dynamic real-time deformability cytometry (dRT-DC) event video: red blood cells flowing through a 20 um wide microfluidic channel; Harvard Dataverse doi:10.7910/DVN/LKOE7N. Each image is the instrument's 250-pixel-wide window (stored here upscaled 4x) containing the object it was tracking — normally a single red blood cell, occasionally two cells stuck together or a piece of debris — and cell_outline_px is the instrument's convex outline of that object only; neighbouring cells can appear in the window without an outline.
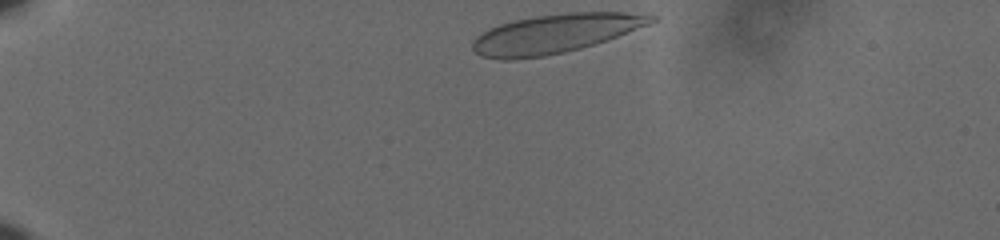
{"species": "human", "species_latin": "Homo sapiens", "temperature_condition": "cold", "stored_images_in_passage": 39, "camera_frame_rate_fps": 3000, "um_per_image_px": 0.085, "donor": {"sex": "male"}, "frame": {"image": 1, "passage_image": 1, "time_ms": 0.0, "image_size_px": [1000, 240], "cell_outline_px": [[660, 16], [656, 20], [648, 24], [608, 40], [580, 48], [564, 52], [544, 56], [508, 60], [504, 60], [480, 56], [472, 48], [472, 40], [476, 36], [488, 28], [500, 24], [516, 20], [536, 16], [572, 12], [624, 12]], "centroid_in_image_um": [47.16, 2.86], "position_along_channel_um": 37.8, "area_um2": 40.34}}
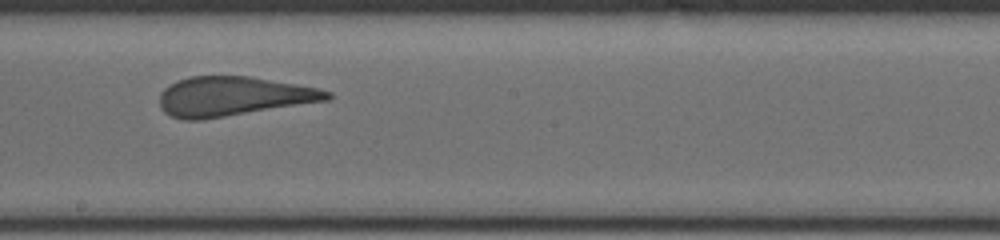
{"frame": {"image": 2, "passage_image": 23, "time_ms": 7.333, "image_size_px": [1000, 240], "cell_outline_px": [[332, 96], [328, 100], [200, 120], [184, 120], [172, 116], [164, 112], [160, 108], [160, 92], [168, 84], [176, 80], [188, 76], [248, 76], [320, 88], [332, 92]], "centroid_in_image_um": [19.78, 8.18], "position_along_channel_um": 228.4, "area_um2": 38.44}}
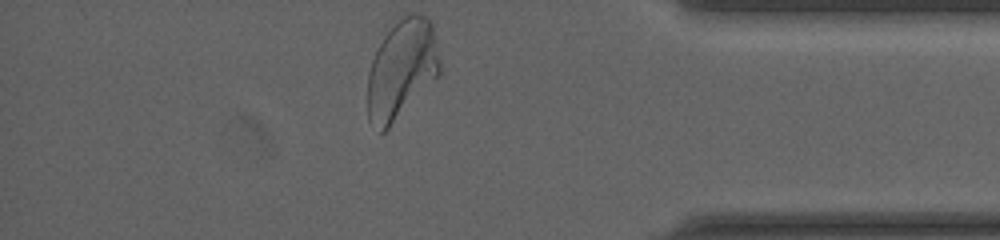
{"frame": {"image": 3, "passage_image": 39, "time_ms": 12.667, "image_size_px": [1000, 240], "cell_outline_px": [[440, 76], [384, 132], [380, 132], [368, 120], [368, 72], [372, 60], [384, 36], [408, 12], [416, 12], [424, 16], [432, 24], [436, 40], [440, 60]], "centroid_in_image_um": [34.16, 5.91], "position_along_channel_um": 401.0, "area_um2": 41.56}, "authors_computed_cell_mechanics": {"area_um2": 39.7086, "velocity_mm_per_s": 3.6008, "shape_relaxation_time_tau1_ms": 6.4812, "shape_relaxation_time_tau2_ms": 0.7473, "deformation_change_tau1": 0.2057, "deformation_change_tau2": 0.1034}}